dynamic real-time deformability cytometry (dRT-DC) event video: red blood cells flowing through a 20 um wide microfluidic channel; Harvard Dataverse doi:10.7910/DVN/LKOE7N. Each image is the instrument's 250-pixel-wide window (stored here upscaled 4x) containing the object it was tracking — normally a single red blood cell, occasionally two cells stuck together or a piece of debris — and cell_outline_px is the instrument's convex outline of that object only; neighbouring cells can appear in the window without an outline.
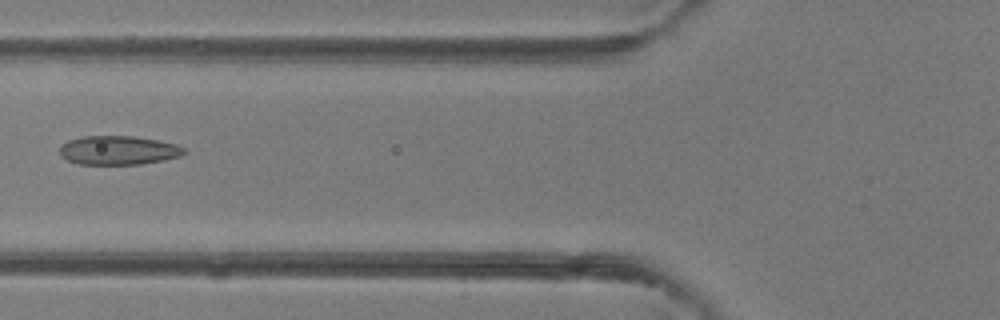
{"species": "common noctule bat (a hibernating species)", "species_latin": "Nyctalus noctula", "temperature_condition": "room temperature", "stored_images_in_passage": 5, "camera_frame_rate_fps": 3000, "um_per_image_px": 0.085, "animal": {"sex": "female"}, "frame": {"image": 1, "passage_image": 5, "time_ms": 4.667, "image_size_px": [1000, 320], "cell_outline_px": [[188, 152], [180, 156], [164, 160], [140, 164], [80, 164], [68, 160], [60, 156], [60, 144], [68, 140], [80, 136], [136, 136], [160, 140], [176, 144], [184, 148]], "centroid_in_image_um": [10.07, 12.76], "position_along_channel_um": 115.7, "area_um2": 21.21}}